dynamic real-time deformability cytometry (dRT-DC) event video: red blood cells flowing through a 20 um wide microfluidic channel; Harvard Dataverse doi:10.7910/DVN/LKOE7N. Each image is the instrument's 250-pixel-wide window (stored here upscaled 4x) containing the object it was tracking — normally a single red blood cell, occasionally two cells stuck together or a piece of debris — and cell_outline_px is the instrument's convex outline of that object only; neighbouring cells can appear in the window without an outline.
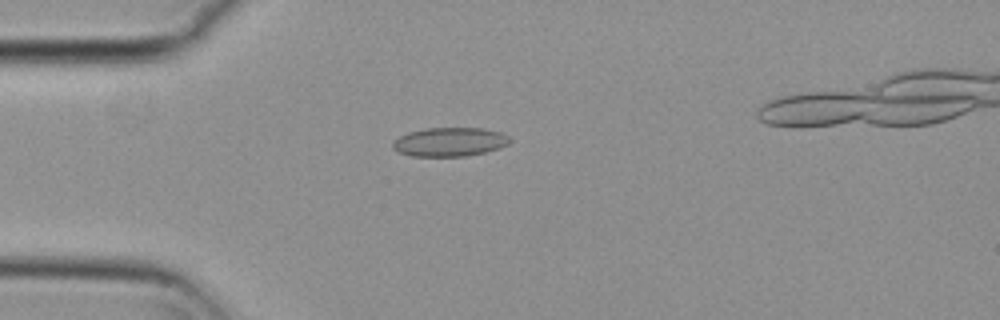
{"species": "common noctule bat (a hibernating species)", "species_latin": "Nyctalus noctula", "temperature_condition": "cold", "stored_images_in_passage": 41, "camera_frame_rate_fps": 3000, "um_per_image_px": 0.085, "animal": {"sex": "female", "body_mass_g": 29.2, "forearm_length_mm": 56.3}, "frame": {"image": 1, "passage_image": 4, "time_ms": 1.0, "image_size_px": [1000, 320], "cell_outline_px": [[512, 140], [508, 144], [484, 152], [464, 156], [412, 156], [396, 152], [392, 148], [392, 140], [408, 132], [424, 128], [484, 128], [500, 132], [508, 136]], "centroid_in_image_um": [38.16, 12.05], "position_along_channel_um": 46.8, "area_um2": 19.77}}
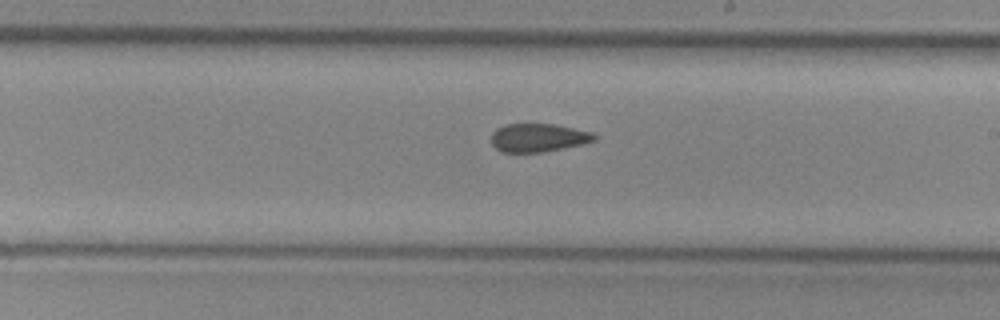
{"frame": {"image": 2, "passage_image": 21, "time_ms": 6.667, "image_size_px": [1000, 320], "cell_outline_px": [[596, 140], [584, 144], [540, 152], [500, 152], [492, 144], [492, 132], [496, 128], [508, 124], [556, 124], [592, 132], [596, 136]], "centroid_in_image_um": [45.76, 11.7], "position_along_channel_um": 243.2, "area_um2": 16.99}}
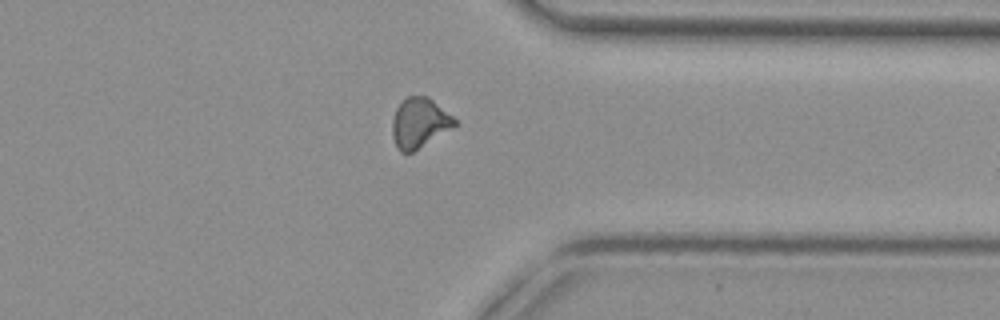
{"frame": {"image": 3, "passage_image": 32, "time_ms": 10.333, "image_size_px": [1000, 320], "cell_outline_px": [[460, 124], [412, 152], [400, 152], [392, 136], [392, 120], [396, 108], [408, 96], [428, 96], [452, 116]], "centroid_in_image_um": [35.66, 10.45], "position_along_channel_um": 375.7, "area_um2": 18.03}, "authors_computed_cell_mechanics": {"area_um2": 18.0914, "velocity_mm_per_s": 3.7447, "shape_relaxation_time_tau1_ms": null, "shape_relaxation_time_tau2_ms": 2.6683, "deformation_change_tau1": null, "deformation_change_tau2": 0.0786}}